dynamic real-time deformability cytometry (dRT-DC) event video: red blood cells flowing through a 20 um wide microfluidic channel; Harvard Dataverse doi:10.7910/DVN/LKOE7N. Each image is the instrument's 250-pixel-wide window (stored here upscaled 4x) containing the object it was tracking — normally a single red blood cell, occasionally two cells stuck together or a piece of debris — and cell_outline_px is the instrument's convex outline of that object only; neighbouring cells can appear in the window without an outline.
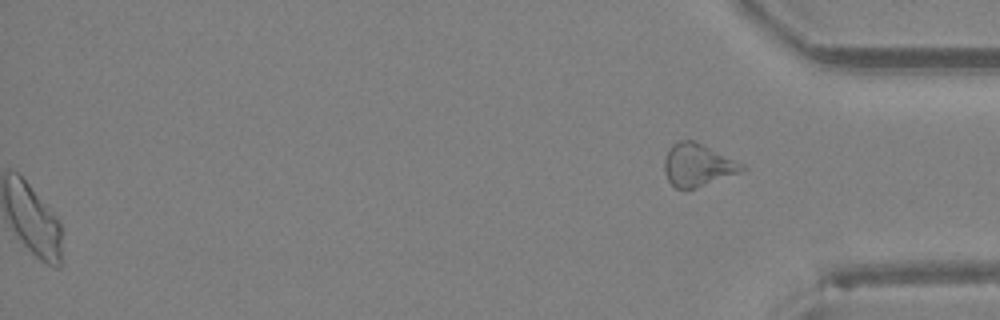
{"species": "Egyptian fruit bat (a non-hibernating species)", "species_latin": "Rousettus aegyptiacus", "temperature_condition": "room temperature", "stored_images_in_passage": 28, "segment_of_instrument_passage": [2, 2], "camera_frame_rate_fps": 3000, "um_per_image_px": 0.085, "animal": {"sex": "female"}, "frame": {"image": 1, "passage_image": 28, "time_ms": 9.0, "image_size_px": [1000, 320], "cell_outline_px": [[748, 168], [740, 172], [696, 188], [676, 188], [668, 180], [664, 172], [664, 160], [668, 148], [672, 144], [680, 140], [692, 140], [744, 164]], "centroid_in_image_um": [59.28, 14.03], "position_along_channel_um": 375.9, "area_um2": 19.02}}